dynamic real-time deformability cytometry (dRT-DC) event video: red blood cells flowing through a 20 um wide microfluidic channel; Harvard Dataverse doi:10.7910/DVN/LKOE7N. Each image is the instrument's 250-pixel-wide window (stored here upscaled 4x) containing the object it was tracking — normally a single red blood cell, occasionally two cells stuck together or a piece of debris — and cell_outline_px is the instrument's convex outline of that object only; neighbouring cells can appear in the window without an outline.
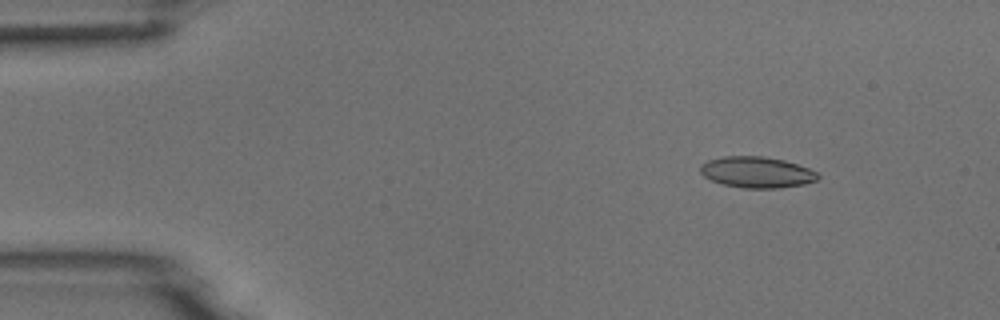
{"species": "common noctule bat (a hibernating species)", "species_latin": "Nyctalus noctula", "temperature_condition": "room temperature", "stored_images_in_passage": 4, "camera_frame_rate_fps": 3000, "um_per_image_px": 0.085, "animal": {"sex": "male", "body_mass_g": 18.8}, "frame": {"image": 1, "passage_image": 2, "time_ms": 1.0, "image_size_px": [1000, 320], "cell_outline_px": [[820, 176], [816, 180], [804, 184], [780, 188], [744, 188], [724, 184], [712, 180], [704, 176], [700, 172], [700, 164], [708, 160], [724, 156], [764, 156], [784, 160], [808, 168], [816, 172]], "centroid_in_image_um": [64.32, 14.63], "position_along_channel_um": 20.7, "area_um2": 21.21}}